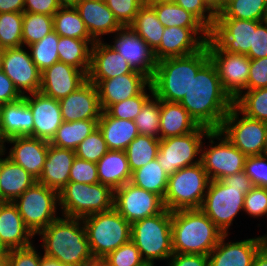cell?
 I'll use <instances>...</instances> for the list:
<instances>
[{"label": "cell", "mask_w": 267, "mask_h": 266, "mask_svg": "<svg viewBox=\"0 0 267 266\" xmlns=\"http://www.w3.org/2000/svg\"><path fill=\"white\" fill-rule=\"evenodd\" d=\"M180 104L198 125L219 130L234 101L223 89L217 70L209 59L193 77Z\"/></svg>", "instance_id": "6da1fadb"}, {"label": "cell", "mask_w": 267, "mask_h": 266, "mask_svg": "<svg viewBox=\"0 0 267 266\" xmlns=\"http://www.w3.org/2000/svg\"><path fill=\"white\" fill-rule=\"evenodd\" d=\"M37 235L41 236L44 256L68 266H80L92 257L81 218L59 217Z\"/></svg>", "instance_id": "7a4b0ae2"}, {"label": "cell", "mask_w": 267, "mask_h": 266, "mask_svg": "<svg viewBox=\"0 0 267 266\" xmlns=\"http://www.w3.org/2000/svg\"><path fill=\"white\" fill-rule=\"evenodd\" d=\"M223 235L200 209L172 211L173 253L209 255Z\"/></svg>", "instance_id": "3957f363"}, {"label": "cell", "mask_w": 267, "mask_h": 266, "mask_svg": "<svg viewBox=\"0 0 267 266\" xmlns=\"http://www.w3.org/2000/svg\"><path fill=\"white\" fill-rule=\"evenodd\" d=\"M208 60L206 45L187 56L159 60L150 80L154 95L163 101L180 103L188 92L193 77Z\"/></svg>", "instance_id": "277c9868"}, {"label": "cell", "mask_w": 267, "mask_h": 266, "mask_svg": "<svg viewBox=\"0 0 267 266\" xmlns=\"http://www.w3.org/2000/svg\"><path fill=\"white\" fill-rule=\"evenodd\" d=\"M131 241L145 262L168 260L173 255L172 211L165 208L157 215L133 222Z\"/></svg>", "instance_id": "5b68a950"}, {"label": "cell", "mask_w": 267, "mask_h": 266, "mask_svg": "<svg viewBox=\"0 0 267 266\" xmlns=\"http://www.w3.org/2000/svg\"><path fill=\"white\" fill-rule=\"evenodd\" d=\"M82 220L94 257H106L131 240V224L114 208L88 215Z\"/></svg>", "instance_id": "8992f818"}, {"label": "cell", "mask_w": 267, "mask_h": 266, "mask_svg": "<svg viewBox=\"0 0 267 266\" xmlns=\"http://www.w3.org/2000/svg\"><path fill=\"white\" fill-rule=\"evenodd\" d=\"M61 216L84 218L114 208V190L101 183L69 182L58 192Z\"/></svg>", "instance_id": "52a82bcc"}, {"label": "cell", "mask_w": 267, "mask_h": 266, "mask_svg": "<svg viewBox=\"0 0 267 266\" xmlns=\"http://www.w3.org/2000/svg\"><path fill=\"white\" fill-rule=\"evenodd\" d=\"M210 179L202 163L184 167L169 175L163 199L166 209H200Z\"/></svg>", "instance_id": "ba28073f"}, {"label": "cell", "mask_w": 267, "mask_h": 266, "mask_svg": "<svg viewBox=\"0 0 267 266\" xmlns=\"http://www.w3.org/2000/svg\"><path fill=\"white\" fill-rule=\"evenodd\" d=\"M210 131L211 129L199 125L188 134L160 139L156 160L164 172L169 176L184 167L200 163L202 140Z\"/></svg>", "instance_id": "9c48e42d"}, {"label": "cell", "mask_w": 267, "mask_h": 266, "mask_svg": "<svg viewBox=\"0 0 267 266\" xmlns=\"http://www.w3.org/2000/svg\"><path fill=\"white\" fill-rule=\"evenodd\" d=\"M13 204L34 236L60 217L56 216L58 192L38 182L16 198Z\"/></svg>", "instance_id": "30bf717a"}, {"label": "cell", "mask_w": 267, "mask_h": 266, "mask_svg": "<svg viewBox=\"0 0 267 266\" xmlns=\"http://www.w3.org/2000/svg\"><path fill=\"white\" fill-rule=\"evenodd\" d=\"M247 193L244 188L226 186L221 180H210L200 210L224 234H228L233 219L244 210Z\"/></svg>", "instance_id": "8fae6325"}, {"label": "cell", "mask_w": 267, "mask_h": 266, "mask_svg": "<svg viewBox=\"0 0 267 266\" xmlns=\"http://www.w3.org/2000/svg\"><path fill=\"white\" fill-rule=\"evenodd\" d=\"M240 114L242 117L239 118ZM219 131L246 157L262 155L267 122L250 118L233 105Z\"/></svg>", "instance_id": "7c38bea8"}, {"label": "cell", "mask_w": 267, "mask_h": 266, "mask_svg": "<svg viewBox=\"0 0 267 266\" xmlns=\"http://www.w3.org/2000/svg\"><path fill=\"white\" fill-rule=\"evenodd\" d=\"M206 138L211 144L209 148L202 144L201 163L210 180H221L244 170L246 156L221 131L211 130ZM214 139L220 142L213 145Z\"/></svg>", "instance_id": "4fadbf2b"}, {"label": "cell", "mask_w": 267, "mask_h": 266, "mask_svg": "<svg viewBox=\"0 0 267 266\" xmlns=\"http://www.w3.org/2000/svg\"><path fill=\"white\" fill-rule=\"evenodd\" d=\"M209 59L214 64L225 92L236 100L246 91L250 58L247 55L227 53L211 38L206 43Z\"/></svg>", "instance_id": "5bb4252c"}, {"label": "cell", "mask_w": 267, "mask_h": 266, "mask_svg": "<svg viewBox=\"0 0 267 266\" xmlns=\"http://www.w3.org/2000/svg\"><path fill=\"white\" fill-rule=\"evenodd\" d=\"M114 209L132 224L161 213L165 206L159 195L127 182L114 190Z\"/></svg>", "instance_id": "9a60e30c"}, {"label": "cell", "mask_w": 267, "mask_h": 266, "mask_svg": "<svg viewBox=\"0 0 267 266\" xmlns=\"http://www.w3.org/2000/svg\"><path fill=\"white\" fill-rule=\"evenodd\" d=\"M209 38L208 28L165 27L162 40L154 50L155 58L159 61L196 53L206 45Z\"/></svg>", "instance_id": "2e32d148"}, {"label": "cell", "mask_w": 267, "mask_h": 266, "mask_svg": "<svg viewBox=\"0 0 267 266\" xmlns=\"http://www.w3.org/2000/svg\"><path fill=\"white\" fill-rule=\"evenodd\" d=\"M262 21L216 18L210 38L225 52L247 55L252 45L253 30Z\"/></svg>", "instance_id": "e0dca14e"}, {"label": "cell", "mask_w": 267, "mask_h": 266, "mask_svg": "<svg viewBox=\"0 0 267 266\" xmlns=\"http://www.w3.org/2000/svg\"><path fill=\"white\" fill-rule=\"evenodd\" d=\"M23 46L3 49L2 71L22 96L40 91L41 72Z\"/></svg>", "instance_id": "ac0fdd59"}, {"label": "cell", "mask_w": 267, "mask_h": 266, "mask_svg": "<svg viewBox=\"0 0 267 266\" xmlns=\"http://www.w3.org/2000/svg\"><path fill=\"white\" fill-rule=\"evenodd\" d=\"M115 36L114 44L109 45L126 59L133 70L151 80L158 62L154 50L130 27H122L115 32Z\"/></svg>", "instance_id": "d6986e66"}, {"label": "cell", "mask_w": 267, "mask_h": 266, "mask_svg": "<svg viewBox=\"0 0 267 266\" xmlns=\"http://www.w3.org/2000/svg\"><path fill=\"white\" fill-rule=\"evenodd\" d=\"M23 97L33 114V137L50 142L63 123L59 100L40 91Z\"/></svg>", "instance_id": "ffe728a7"}, {"label": "cell", "mask_w": 267, "mask_h": 266, "mask_svg": "<svg viewBox=\"0 0 267 266\" xmlns=\"http://www.w3.org/2000/svg\"><path fill=\"white\" fill-rule=\"evenodd\" d=\"M98 90L102 111L112 104L139 95L150 84V79L143 73H128L111 79L89 80Z\"/></svg>", "instance_id": "44dd1931"}, {"label": "cell", "mask_w": 267, "mask_h": 266, "mask_svg": "<svg viewBox=\"0 0 267 266\" xmlns=\"http://www.w3.org/2000/svg\"><path fill=\"white\" fill-rule=\"evenodd\" d=\"M65 122L99 119L102 114L98 90L88 79L73 93L59 100Z\"/></svg>", "instance_id": "7402d4cb"}, {"label": "cell", "mask_w": 267, "mask_h": 266, "mask_svg": "<svg viewBox=\"0 0 267 266\" xmlns=\"http://www.w3.org/2000/svg\"><path fill=\"white\" fill-rule=\"evenodd\" d=\"M86 80L87 75L83 71L58 61L41 72L40 92L60 100L73 93Z\"/></svg>", "instance_id": "603a6c76"}, {"label": "cell", "mask_w": 267, "mask_h": 266, "mask_svg": "<svg viewBox=\"0 0 267 266\" xmlns=\"http://www.w3.org/2000/svg\"><path fill=\"white\" fill-rule=\"evenodd\" d=\"M13 144L7 157L21 166L37 180L47 158L49 142L30 136H15L3 142Z\"/></svg>", "instance_id": "cb8c5ba5"}, {"label": "cell", "mask_w": 267, "mask_h": 266, "mask_svg": "<svg viewBox=\"0 0 267 266\" xmlns=\"http://www.w3.org/2000/svg\"><path fill=\"white\" fill-rule=\"evenodd\" d=\"M224 234L208 255L209 266H252L254 256L263 246L261 237L227 242Z\"/></svg>", "instance_id": "d4e9b609"}, {"label": "cell", "mask_w": 267, "mask_h": 266, "mask_svg": "<svg viewBox=\"0 0 267 266\" xmlns=\"http://www.w3.org/2000/svg\"><path fill=\"white\" fill-rule=\"evenodd\" d=\"M140 73L133 70L126 59L116 52L108 43L95 41L91 47L88 80L111 79L123 74Z\"/></svg>", "instance_id": "484cf974"}, {"label": "cell", "mask_w": 267, "mask_h": 266, "mask_svg": "<svg viewBox=\"0 0 267 266\" xmlns=\"http://www.w3.org/2000/svg\"><path fill=\"white\" fill-rule=\"evenodd\" d=\"M74 7L95 41H101L102 35L115 33L122 28L104 0H79Z\"/></svg>", "instance_id": "4316f807"}, {"label": "cell", "mask_w": 267, "mask_h": 266, "mask_svg": "<svg viewBox=\"0 0 267 266\" xmlns=\"http://www.w3.org/2000/svg\"><path fill=\"white\" fill-rule=\"evenodd\" d=\"M33 237L13 202L0 204V248H25L33 244Z\"/></svg>", "instance_id": "83f0119b"}, {"label": "cell", "mask_w": 267, "mask_h": 266, "mask_svg": "<svg viewBox=\"0 0 267 266\" xmlns=\"http://www.w3.org/2000/svg\"><path fill=\"white\" fill-rule=\"evenodd\" d=\"M33 114L24 97L0 105V140L15 136L33 137Z\"/></svg>", "instance_id": "f1b7e54d"}, {"label": "cell", "mask_w": 267, "mask_h": 266, "mask_svg": "<svg viewBox=\"0 0 267 266\" xmlns=\"http://www.w3.org/2000/svg\"><path fill=\"white\" fill-rule=\"evenodd\" d=\"M75 157L74 150L49 144L47 158L37 182L60 192L69 183L70 170Z\"/></svg>", "instance_id": "f546056e"}, {"label": "cell", "mask_w": 267, "mask_h": 266, "mask_svg": "<svg viewBox=\"0 0 267 266\" xmlns=\"http://www.w3.org/2000/svg\"><path fill=\"white\" fill-rule=\"evenodd\" d=\"M198 126L180 103L160 100V139L188 134Z\"/></svg>", "instance_id": "4dcf8cb0"}, {"label": "cell", "mask_w": 267, "mask_h": 266, "mask_svg": "<svg viewBox=\"0 0 267 266\" xmlns=\"http://www.w3.org/2000/svg\"><path fill=\"white\" fill-rule=\"evenodd\" d=\"M98 128L109 150L125 151L128 145L139 135L133 120L111 117L102 111Z\"/></svg>", "instance_id": "1f68e13d"}, {"label": "cell", "mask_w": 267, "mask_h": 266, "mask_svg": "<svg viewBox=\"0 0 267 266\" xmlns=\"http://www.w3.org/2000/svg\"><path fill=\"white\" fill-rule=\"evenodd\" d=\"M96 164L99 183L113 190L131 181L132 172L125 151L109 150Z\"/></svg>", "instance_id": "d6a6232c"}, {"label": "cell", "mask_w": 267, "mask_h": 266, "mask_svg": "<svg viewBox=\"0 0 267 266\" xmlns=\"http://www.w3.org/2000/svg\"><path fill=\"white\" fill-rule=\"evenodd\" d=\"M36 182L37 179L21 166L13 162L7 156L4 158L0 173V186L3 197L8 202H13Z\"/></svg>", "instance_id": "836d02e7"}, {"label": "cell", "mask_w": 267, "mask_h": 266, "mask_svg": "<svg viewBox=\"0 0 267 266\" xmlns=\"http://www.w3.org/2000/svg\"><path fill=\"white\" fill-rule=\"evenodd\" d=\"M94 43L95 40L59 36L57 45L59 61L72 65L88 75L90 69L91 47Z\"/></svg>", "instance_id": "e575fe53"}, {"label": "cell", "mask_w": 267, "mask_h": 266, "mask_svg": "<svg viewBox=\"0 0 267 266\" xmlns=\"http://www.w3.org/2000/svg\"><path fill=\"white\" fill-rule=\"evenodd\" d=\"M98 120L63 121L49 143L58 148L75 151L78 145L98 128Z\"/></svg>", "instance_id": "d590c367"}, {"label": "cell", "mask_w": 267, "mask_h": 266, "mask_svg": "<svg viewBox=\"0 0 267 266\" xmlns=\"http://www.w3.org/2000/svg\"><path fill=\"white\" fill-rule=\"evenodd\" d=\"M129 27L153 50L159 46L165 29L154 9L148 4H144L139 9L133 23Z\"/></svg>", "instance_id": "8d00e7d4"}, {"label": "cell", "mask_w": 267, "mask_h": 266, "mask_svg": "<svg viewBox=\"0 0 267 266\" xmlns=\"http://www.w3.org/2000/svg\"><path fill=\"white\" fill-rule=\"evenodd\" d=\"M53 28L62 37L94 40L74 6H62L53 15Z\"/></svg>", "instance_id": "74e56055"}, {"label": "cell", "mask_w": 267, "mask_h": 266, "mask_svg": "<svg viewBox=\"0 0 267 266\" xmlns=\"http://www.w3.org/2000/svg\"><path fill=\"white\" fill-rule=\"evenodd\" d=\"M168 177L169 176L164 172L158 161L155 159L134 171L130 182L135 186L153 192L164 199L168 185Z\"/></svg>", "instance_id": "f35d334b"}, {"label": "cell", "mask_w": 267, "mask_h": 266, "mask_svg": "<svg viewBox=\"0 0 267 266\" xmlns=\"http://www.w3.org/2000/svg\"><path fill=\"white\" fill-rule=\"evenodd\" d=\"M164 27L207 28L195 15L175 2L148 4Z\"/></svg>", "instance_id": "ab89813d"}, {"label": "cell", "mask_w": 267, "mask_h": 266, "mask_svg": "<svg viewBox=\"0 0 267 266\" xmlns=\"http://www.w3.org/2000/svg\"><path fill=\"white\" fill-rule=\"evenodd\" d=\"M160 138L138 135L125 149L131 172L156 159L159 152Z\"/></svg>", "instance_id": "60d3db41"}, {"label": "cell", "mask_w": 267, "mask_h": 266, "mask_svg": "<svg viewBox=\"0 0 267 266\" xmlns=\"http://www.w3.org/2000/svg\"><path fill=\"white\" fill-rule=\"evenodd\" d=\"M266 12L267 0H227L216 18L264 21Z\"/></svg>", "instance_id": "b9f144b4"}, {"label": "cell", "mask_w": 267, "mask_h": 266, "mask_svg": "<svg viewBox=\"0 0 267 266\" xmlns=\"http://www.w3.org/2000/svg\"><path fill=\"white\" fill-rule=\"evenodd\" d=\"M53 16L23 12L22 43L23 47L32 45L52 32Z\"/></svg>", "instance_id": "7bdbcfd3"}, {"label": "cell", "mask_w": 267, "mask_h": 266, "mask_svg": "<svg viewBox=\"0 0 267 266\" xmlns=\"http://www.w3.org/2000/svg\"><path fill=\"white\" fill-rule=\"evenodd\" d=\"M234 105L246 116L267 122V87L244 91Z\"/></svg>", "instance_id": "ee69618b"}, {"label": "cell", "mask_w": 267, "mask_h": 266, "mask_svg": "<svg viewBox=\"0 0 267 266\" xmlns=\"http://www.w3.org/2000/svg\"><path fill=\"white\" fill-rule=\"evenodd\" d=\"M58 41L59 35L53 30L40 41L28 46L31 58L40 72L59 61Z\"/></svg>", "instance_id": "f6af8a7d"}, {"label": "cell", "mask_w": 267, "mask_h": 266, "mask_svg": "<svg viewBox=\"0 0 267 266\" xmlns=\"http://www.w3.org/2000/svg\"><path fill=\"white\" fill-rule=\"evenodd\" d=\"M23 12L0 13V48H15L22 43Z\"/></svg>", "instance_id": "bcb514c9"}, {"label": "cell", "mask_w": 267, "mask_h": 266, "mask_svg": "<svg viewBox=\"0 0 267 266\" xmlns=\"http://www.w3.org/2000/svg\"><path fill=\"white\" fill-rule=\"evenodd\" d=\"M139 135L159 138L160 132V99L153 95L142 107L133 120Z\"/></svg>", "instance_id": "7dc6e473"}, {"label": "cell", "mask_w": 267, "mask_h": 266, "mask_svg": "<svg viewBox=\"0 0 267 266\" xmlns=\"http://www.w3.org/2000/svg\"><path fill=\"white\" fill-rule=\"evenodd\" d=\"M139 95L112 104L106 112L114 118L134 120L142 110L143 105L154 95L151 83ZM146 89L149 90L147 94Z\"/></svg>", "instance_id": "c3c4849f"}, {"label": "cell", "mask_w": 267, "mask_h": 266, "mask_svg": "<svg viewBox=\"0 0 267 266\" xmlns=\"http://www.w3.org/2000/svg\"><path fill=\"white\" fill-rule=\"evenodd\" d=\"M109 151L99 128L89 134L76 148V157L97 163Z\"/></svg>", "instance_id": "681fc988"}, {"label": "cell", "mask_w": 267, "mask_h": 266, "mask_svg": "<svg viewBox=\"0 0 267 266\" xmlns=\"http://www.w3.org/2000/svg\"><path fill=\"white\" fill-rule=\"evenodd\" d=\"M122 27H129L139 9L145 4L144 0H104Z\"/></svg>", "instance_id": "f907efd6"}, {"label": "cell", "mask_w": 267, "mask_h": 266, "mask_svg": "<svg viewBox=\"0 0 267 266\" xmlns=\"http://www.w3.org/2000/svg\"><path fill=\"white\" fill-rule=\"evenodd\" d=\"M105 258L110 266H140L145 262L137 246L131 240L119 246Z\"/></svg>", "instance_id": "816d5d0a"}, {"label": "cell", "mask_w": 267, "mask_h": 266, "mask_svg": "<svg viewBox=\"0 0 267 266\" xmlns=\"http://www.w3.org/2000/svg\"><path fill=\"white\" fill-rule=\"evenodd\" d=\"M69 182L95 184L99 182L97 164L75 157Z\"/></svg>", "instance_id": "f5cc1de1"}, {"label": "cell", "mask_w": 267, "mask_h": 266, "mask_svg": "<svg viewBox=\"0 0 267 266\" xmlns=\"http://www.w3.org/2000/svg\"><path fill=\"white\" fill-rule=\"evenodd\" d=\"M244 171L254 186L267 188V156L246 157Z\"/></svg>", "instance_id": "db71d44e"}, {"label": "cell", "mask_w": 267, "mask_h": 266, "mask_svg": "<svg viewBox=\"0 0 267 266\" xmlns=\"http://www.w3.org/2000/svg\"><path fill=\"white\" fill-rule=\"evenodd\" d=\"M243 211L250 217L267 216V188L254 186L245 195Z\"/></svg>", "instance_id": "11a10c76"}, {"label": "cell", "mask_w": 267, "mask_h": 266, "mask_svg": "<svg viewBox=\"0 0 267 266\" xmlns=\"http://www.w3.org/2000/svg\"><path fill=\"white\" fill-rule=\"evenodd\" d=\"M41 253L32 245L7 251L6 266H40Z\"/></svg>", "instance_id": "9f6ffc18"}, {"label": "cell", "mask_w": 267, "mask_h": 266, "mask_svg": "<svg viewBox=\"0 0 267 266\" xmlns=\"http://www.w3.org/2000/svg\"><path fill=\"white\" fill-rule=\"evenodd\" d=\"M174 2L195 15L209 30L213 28L216 22V15L203 0H174Z\"/></svg>", "instance_id": "6f0895ef"}, {"label": "cell", "mask_w": 267, "mask_h": 266, "mask_svg": "<svg viewBox=\"0 0 267 266\" xmlns=\"http://www.w3.org/2000/svg\"><path fill=\"white\" fill-rule=\"evenodd\" d=\"M267 87V57L250 59L249 77L246 90Z\"/></svg>", "instance_id": "680465c9"}, {"label": "cell", "mask_w": 267, "mask_h": 266, "mask_svg": "<svg viewBox=\"0 0 267 266\" xmlns=\"http://www.w3.org/2000/svg\"><path fill=\"white\" fill-rule=\"evenodd\" d=\"M247 56L250 59L267 57V23L265 21L253 30L252 45Z\"/></svg>", "instance_id": "91938a15"}, {"label": "cell", "mask_w": 267, "mask_h": 266, "mask_svg": "<svg viewBox=\"0 0 267 266\" xmlns=\"http://www.w3.org/2000/svg\"><path fill=\"white\" fill-rule=\"evenodd\" d=\"M62 6L58 0H24V11L53 16Z\"/></svg>", "instance_id": "94428289"}, {"label": "cell", "mask_w": 267, "mask_h": 266, "mask_svg": "<svg viewBox=\"0 0 267 266\" xmlns=\"http://www.w3.org/2000/svg\"><path fill=\"white\" fill-rule=\"evenodd\" d=\"M168 266H209L208 255L173 253Z\"/></svg>", "instance_id": "6125c7cd"}, {"label": "cell", "mask_w": 267, "mask_h": 266, "mask_svg": "<svg viewBox=\"0 0 267 266\" xmlns=\"http://www.w3.org/2000/svg\"><path fill=\"white\" fill-rule=\"evenodd\" d=\"M23 96L19 93L12 80L1 70L0 71V105L11 103L21 99Z\"/></svg>", "instance_id": "be15d7a7"}, {"label": "cell", "mask_w": 267, "mask_h": 266, "mask_svg": "<svg viewBox=\"0 0 267 266\" xmlns=\"http://www.w3.org/2000/svg\"><path fill=\"white\" fill-rule=\"evenodd\" d=\"M221 181L226 186L244 188L247 192L254 187L251 179L246 175L244 170L239 173L226 176L225 178L221 179Z\"/></svg>", "instance_id": "e7e4bbea"}, {"label": "cell", "mask_w": 267, "mask_h": 266, "mask_svg": "<svg viewBox=\"0 0 267 266\" xmlns=\"http://www.w3.org/2000/svg\"><path fill=\"white\" fill-rule=\"evenodd\" d=\"M23 11L24 0H0V13Z\"/></svg>", "instance_id": "03108f58"}, {"label": "cell", "mask_w": 267, "mask_h": 266, "mask_svg": "<svg viewBox=\"0 0 267 266\" xmlns=\"http://www.w3.org/2000/svg\"><path fill=\"white\" fill-rule=\"evenodd\" d=\"M252 266H267V248L262 246L254 256Z\"/></svg>", "instance_id": "003e7915"}, {"label": "cell", "mask_w": 267, "mask_h": 266, "mask_svg": "<svg viewBox=\"0 0 267 266\" xmlns=\"http://www.w3.org/2000/svg\"><path fill=\"white\" fill-rule=\"evenodd\" d=\"M207 7L217 15L220 13L224 8V1L223 0H203Z\"/></svg>", "instance_id": "a7ac6f4b"}, {"label": "cell", "mask_w": 267, "mask_h": 266, "mask_svg": "<svg viewBox=\"0 0 267 266\" xmlns=\"http://www.w3.org/2000/svg\"><path fill=\"white\" fill-rule=\"evenodd\" d=\"M80 266H106L105 257H94L85 260Z\"/></svg>", "instance_id": "89a4df30"}, {"label": "cell", "mask_w": 267, "mask_h": 266, "mask_svg": "<svg viewBox=\"0 0 267 266\" xmlns=\"http://www.w3.org/2000/svg\"><path fill=\"white\" fill-rule=\"evenodd\" d=\"M40 266H68V265L62 264L58 260H54L43 255L41 256Z\"/></svg>", "instance_id": "2644e50d"}, {"label": "cell", "mask_w": 267, "mask_h": 266, "mask_svg": "<svg viewBox=\"0 0 267 266\" xmlns=\"http://www.w3.org/2000/svg\"><path fill=\"white\" fill-rule=\"evenodd\" d=\"M5 145H3V148L0 149V173H1V170H2V165H3V162H4V158H2L1 156L5 155L6 154V149H5ZM8 201L3 197V194H2V189H1V186H0V204H3V203H7Z\"/></svg>", "instance_id": "8c879c8a"}, {"label": "cell", "mask_w": 267, "mask_h": 266, "mask_svg": "<svg viewBox=\"0 0 267 266\" xmlns=\"http://www.w3.org/2000/svg\"><path fill=\"white\" fill-rule=\"evenodd\" d=\"M7 260V251L3 248H0V266H6Z\"/></svg>", "instance_id": "753ad0ef"}, {"label": "cell", "mask_w": 267, "mask_h": 266, "mask_svg": "<svg viewBox=\"0 0 267 266\" xmlns=\"http://www.w3.org/2000/svg\"><path fill=\"white\" fill-rule=\"evenodd\" d=\"M61 6H75L79 0H58Z\"/></svg>", "instance_id": "34e18365"}, {"label": "cell", "mask_w": 267, "mask_h": 266, "mask_svg": "<svg viewBox=\"0 0 267 266\" xmlns=\"http://www.w3.org/2000/svg\"><path fill=\"white\" fill-rule=\"evenodd\" d=\"M174 2V0H144L145 4H159V3H167Z\"/></svg>", "instance_id": "11e5206c"}, {"label": "cell", "mask_w": 267, "mask_h": 266, "mask_svg": "<svg viewBox=\"0 0 267 266\" xmlns=\"http://www.w3.org/2000/svg\"><path fill=\"white\" fill-rule=\"evenodd\" d=\"M263 155L267 156V134H266V138H265V142H264V147H263Z\"/></svg>", "instance_id": "2a66077c"}, {"label": "cell", "mask_w": 267, "mask_h": 266, "mask_svg": "<svg viewBox=\"0 0 267 266\" xmlns=\"http://www.w3.org/2000/svg\"><path fill=\"white\" fill-rule=\"evenodd\" d=\"M261 237V241H262V244L264 247L267 248V235H263V236H260Z\"/></svg>", "instance_id": "b9fcfbb0"}, {"label": "cell", "mask_w": 267, "mask_h": 266, "mask_svg": "<svg viewBox=\"0 0 267 266\" xmlns=\"http://www.w3.org/2000/svg\"><path fill=\"white\" fill-rule=\"evenodd\" d=\"M2 62H3V49L0 48V71L2 70Z\"/></svg>", "instance_id": "09005b40"}, {"label": "cell", "mask_w": 267, "mask_h": 266, "mask_svg": "<svg viewBox=\"0 0 267 266\" xmlns=\"http://www.w3.org/2000/svg\"><path fill=\"white\" fill-rule=\"evenodd\" d=\"M155 263H150V262H144L140 266H154Z\"/></svg>", "instance_id": "979ff035"}, {"label": "cell", "mask_w": 267, "mask_h": 266, "mask_svg": "<svg viewBox=\"0 0 267 266\" xmlns=\"http://www.w3.org/2000/svg\"><path fill=\"white\" fill-rule=\"evenodd\" d=\"M3 148V142L0 140V149Z\"/></svg>", "instance_id": "deb4b68c"}, {"label": "cell", "mask_w": 267, "mask_h": 266, "mask_svg": "<svg viewBox=\"0 0 267 266\" xmlns=\"http://www.w3.org/2000/svg\"><path fill=\"white\" fill-rule=\"evenodd\" d=\"M264 21L267 23V12H266V16H265Z\"/></svg>", "instance_id": "67dfc351"}]
</instances>
